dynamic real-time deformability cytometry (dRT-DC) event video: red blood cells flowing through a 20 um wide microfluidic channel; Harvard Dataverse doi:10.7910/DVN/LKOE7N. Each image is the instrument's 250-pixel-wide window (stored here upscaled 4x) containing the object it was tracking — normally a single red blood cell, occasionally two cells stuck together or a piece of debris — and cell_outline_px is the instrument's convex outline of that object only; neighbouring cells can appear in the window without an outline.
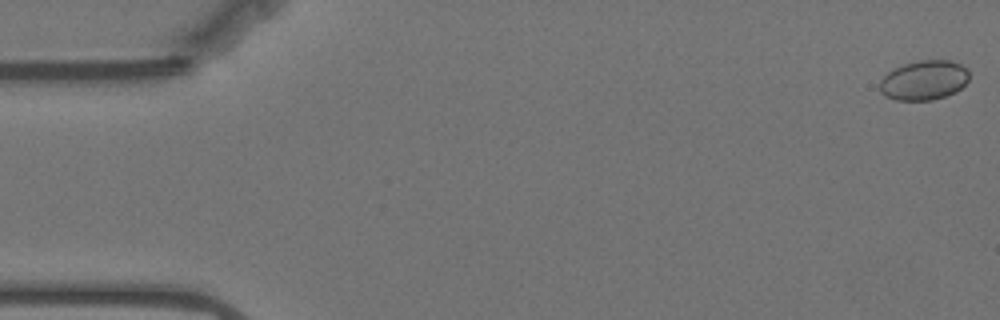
{"species": "Egyptian fruit bat (a non-hibernating species)", "species_latin": "Rousettus aegyptiacus", "temperature_condition": "warm", "stored_images_in_passage": 58, "camera_frame_rate_fps": 3000, "um_per_image_px": 0.085, "animal": {"sex": "female"}, "frame": {"image": 1, "passage_image": 1, "time_ms": 0.0, "image_size_px": [1000, 320], "cell_outline_px": [[968, 80], [956, 92], [932, 100], [896, 100], [884, 96], [880, 92], [880, 80], [888, 72], [904, 64], [920, 60], [948, 60], [960, 64], [968, 68]], "centroid_in_image_um": [78.53, 6.82], "position_along_channel_um": 6.5, "area_um2": 20.58}}
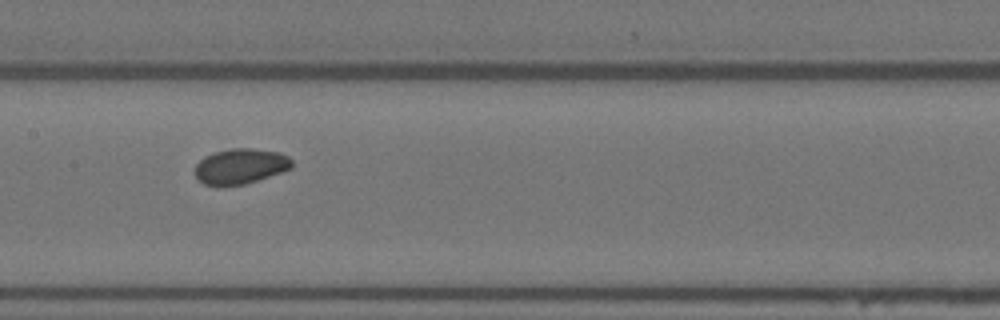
{"frame": {"image": 2, "passage_image": 28, "time_ms": 9.0, "image_size_px": [1000, 320], "cell_outline_px": [[292, 168], [244, 184], [220, 188], [204, 184], [196, 176], [196, 164], [204, 156], [212, 152], [232, 148], [252, 148], [280, 152], [288, 156], [292, 160]], "centroid_in_image_um": [20.41, 14.14], "position_along_channel_um": 187.0, "area_um2": 20.17}}
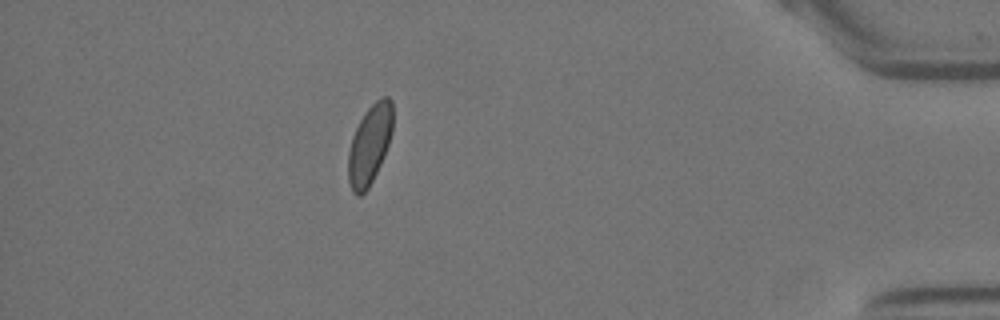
{"frame": {"image": 3, "passage_image": 51, "time_ms": 16.667, "image_size_px": [1000, 320], "cell_outline_px": [[392, 132], [384, 156], [368, 188], [360, 196], [356, 196], [352, 192], [348, 180], [348, 152], [352, 136], [364, 112], [380, 96], [388, 96], [392, 100]], "centroid_in_image_um": [31.41, 12.28], "position_along_channel_um": 403.8, "area_um2": 20.63}, "authors_computed_cell_mechanics": {"area_um2": 20.2878, "velocity_mm_per_s": 3.4953, "shape_relaxation_time_tau1_ms": 2.6018, "shape_relaxation_time_tau2_ms": null, "deformation_change_tau1": 0.0568, "deformation_change_tau2": null}}